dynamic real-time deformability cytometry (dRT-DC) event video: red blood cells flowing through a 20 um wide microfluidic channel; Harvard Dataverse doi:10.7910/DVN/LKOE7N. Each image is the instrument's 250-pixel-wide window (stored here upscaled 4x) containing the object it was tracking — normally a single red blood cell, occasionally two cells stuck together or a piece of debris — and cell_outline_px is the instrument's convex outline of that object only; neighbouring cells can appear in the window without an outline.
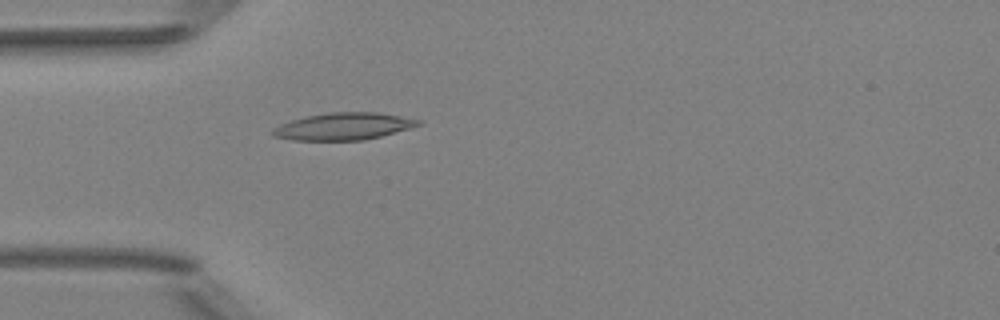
{"species": "Egyptian fruit bat (a non-hibernating species)", "species_latin": "Rousettus aegyptiacus", "temperature_condition": "room temperature", "stored_images_in_passage": 40, "camera_frame_rate_fps": 3000, "um_per_image_px": 0.085, "animal": {"sex": "female"}, "frame": {"image": 1, "passage_image": 4, "time_ms": 1.0, "image_size_px": [1000, 320], "cell_outline_px": [[420, 124], [408, 128], [380, 136], [364, 140], [292, 140], [272, 136], [272, 128], [280, 124], [304, 116], [328, 112], [376, 112], [400, 116], [420, 120]], "centroid_in_image_um": [29.12, 10.73], "position_along_channel_um": 55.9, "area_um2": 22.83}}
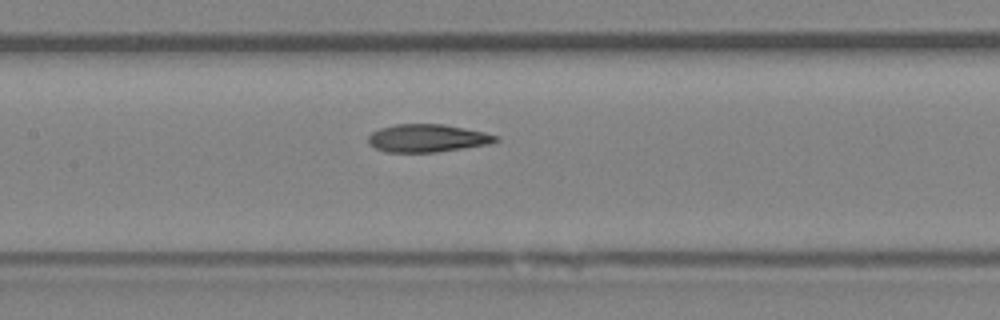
{"frame": {"image": 2, "passage_image": 13, "time_ms": 4.0, "image_size_px": [1000, 320], "cell_outline_px": [[500, 140], [488, 144], [464, 148], [436, 152], [384, 152], [368, 144], [368, 136], [372, 132], [380, 128], [396, 124], [444, 124], [484, 132], [500, 136]], "centroid_in_image_um": [36.33, 11.74], "position_along_channel_um": 171.1, "area_um2": 20.75}}
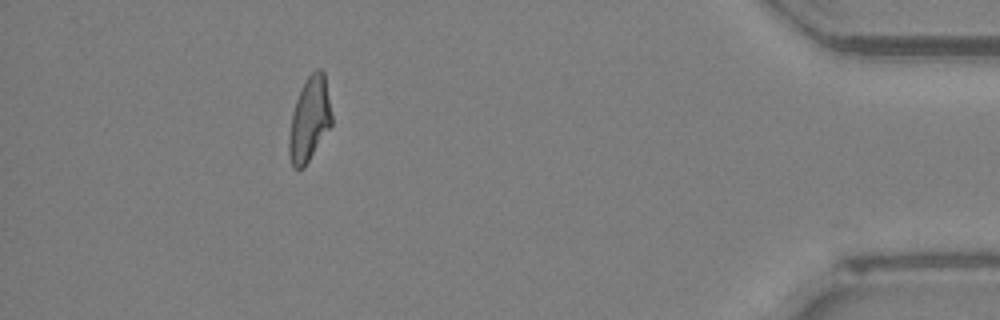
{"frame": {"image": 3, "passage_image": 35, "time_ms": 11.333, "image_size_px": [1000, 320], "cell_outline_px": [[332, 124], [304, 168], [292, 168], [288, 152], [288, 136], [292, 112], [300, 88], [308, 76], [316, 68], [320, 68], [324, 72], [332, 116]], "centroid_in_image_um": [26.28, 10.14], "position_along_channel_um": 408.9, "area_um2": 21.04}, "authors_computed_cell_mechanics": {"area_um2": 21.1548, "velocity_mm_per_s": 4.0155, "shape_relaxation_time_tau1_ms": 6.6218, "shape_relaxation_time_tau2_ms": 2.2225, "deformation_change_tau1": 0.2107, "deformation_change_tau2": 0.105}}